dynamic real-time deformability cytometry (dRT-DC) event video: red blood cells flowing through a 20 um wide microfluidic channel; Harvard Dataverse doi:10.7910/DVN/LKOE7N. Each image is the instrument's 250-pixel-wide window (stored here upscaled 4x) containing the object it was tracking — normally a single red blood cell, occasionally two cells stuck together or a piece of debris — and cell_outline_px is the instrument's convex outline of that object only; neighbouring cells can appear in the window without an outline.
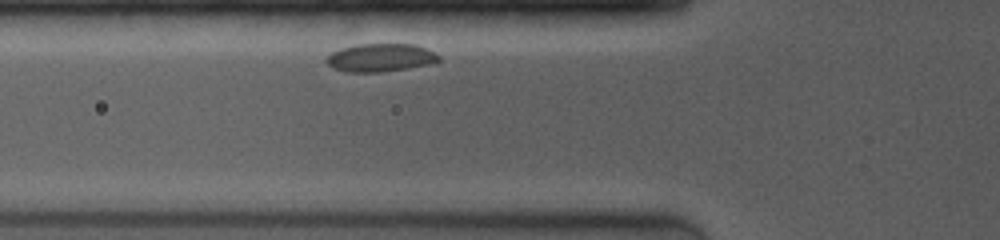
{"species": "common noctule bat (a hibernating species)", "species_latin": "Nyctalus noctula", "temperature_condition": "room temperature", "stored_images_in_passage": 2, "camera_frame_rate_fps": 4000, "um_per_image_px": 0.085, "animal": {"sex": "female", "body_mass_g": 19.0, "forearm_length_mm": 53.3}, "frame": {"image": 1, "passage_image": 2, "time_ms": 0.75, "image_size_px": [1000, 240], "cell_outline_px": [[440, 60], [428, 64], [380, 72], [348, 72], [336, 68], [328, 64], [324, 60], [332, 52], [356, 44], [412, 44], [424, 48], [440, 56]], "centroid_in_image_um": [32.31, 4.89], "position_along_channel_um": 93.5, "area_um2": 17.92}}